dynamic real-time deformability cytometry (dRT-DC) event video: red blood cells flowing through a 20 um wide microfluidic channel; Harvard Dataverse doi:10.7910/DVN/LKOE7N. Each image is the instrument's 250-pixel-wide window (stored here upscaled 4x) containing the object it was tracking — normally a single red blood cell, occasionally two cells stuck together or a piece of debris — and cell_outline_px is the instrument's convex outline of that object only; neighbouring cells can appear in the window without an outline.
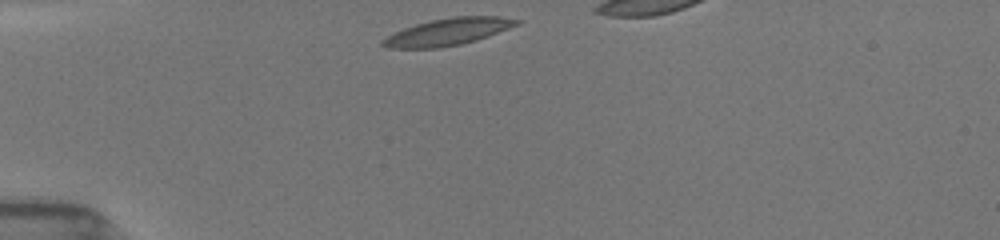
{"species": "common noctule bat (a hibernating species)", "species_latin": "Nyctalus noctula", "temperature_condition": "room temperature", "stored_images_in_passage": 48, "camera_frame_rate_fps": 3000, "um_per_image_px": 0.085, "animal": {"sex": "female", "body_mass_g": 19.5, "forearm_length_mm": 54.1}, "frame": {"image": 1, "passage_image": 1, "time_ms": 0.0, "image_size_px": [1000, 240], "cell_outline_px": [[524, 20], [520, 24], [488, 36], [476, 40], [460, 44], [440, 48], [388, 48], [380, 44], [380, 40], [404, 28], [416, 24], [432, 20], [452, 16], [500, 16]], "centroid_in_image_um": [38.11, 2.7], "position_along_channel_um": 46.9, "area_um2": 21.1}}
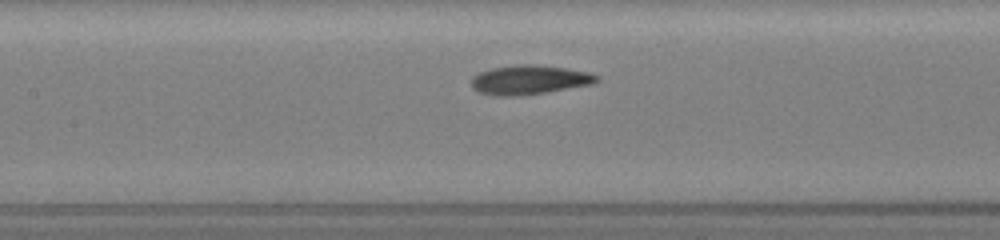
{"frame": {"image": 2, "passage_image": 20, "time_ms": 3.667, "image_size_px": [1000, 240], "cell_outline_px": [[600, 80], [592, 84], [544, 92], [516, 96], [492, 96], [480, 92], [472, 88], [472, 76], [480, 72], [492, 68], [520, 64], [532, 64], [564, 68], [588, 72], [600, 76]], "centroid_in_image_um": [44.98, 6.78], "position_along_channel_um": 162.4, "area_um2": 21.21}}
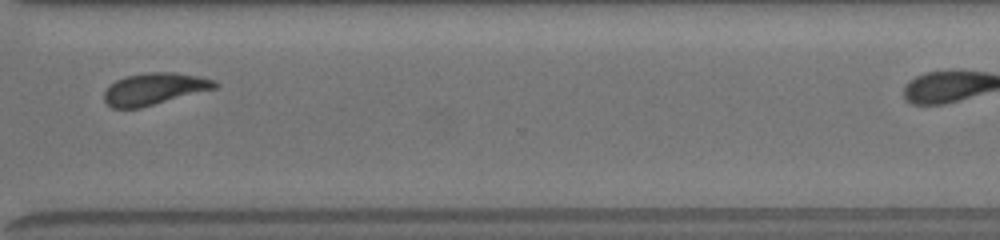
{"frame": {"image": 3, "passage_image": 47, "time_ms": 8.667, "image_size_px": [1000, 240], "cell_outline_px": [[220, 84], [216, 88], [140, 108], [112, 108], [104, 100], [104, 92], [116, 80], [124, 76], [144, 72], [176, 72], [200, 76], [216, 80]], "centroid_in_image_um": [13.15, 7.54], "position_along_channel_um": 357.5, "area_um2": 20.63}}